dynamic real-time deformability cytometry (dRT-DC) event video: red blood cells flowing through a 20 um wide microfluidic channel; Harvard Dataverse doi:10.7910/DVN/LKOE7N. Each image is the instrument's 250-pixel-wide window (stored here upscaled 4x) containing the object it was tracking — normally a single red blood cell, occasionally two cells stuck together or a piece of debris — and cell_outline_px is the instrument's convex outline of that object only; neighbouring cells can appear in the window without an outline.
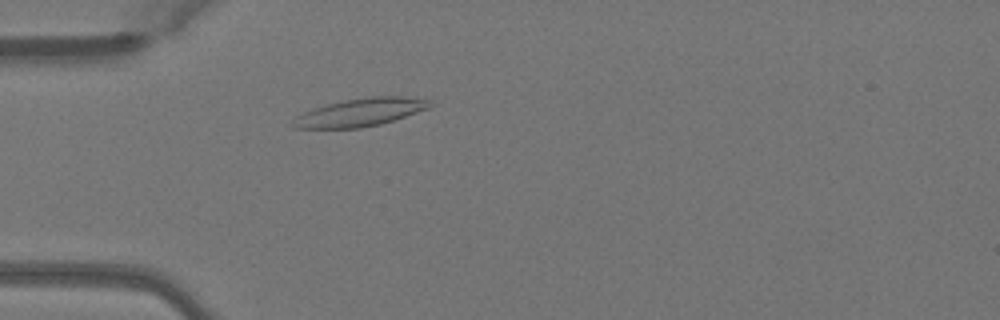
{"species": "Egyptian fruit bat (a non-hibernating species)", "species_latin": "Rousettus aegyptiacus", "temperature_condition": "warm", "stored_images_in_passage": 47, "camera_frame_rate_fps": 3000, "um_per_image_px": 0.085, "animal": {"sex": "female"}, "frame": {"image": 1, "passage_image": 12, "time_ms": 3.667, "image_size_px": [1000, 320], "cell_outline_px": [[436, 104], [428, 108], [380, 124], [360, 128], [292, 128], [292, 124], [296, 116], [312, 108], [344, 100], [372, 96], [400, 96], [428, 100]], "centroid_in_image_um": [30.6, 9.55], "position_along_channel_um": 54.4, "area_um2": 22.02}}
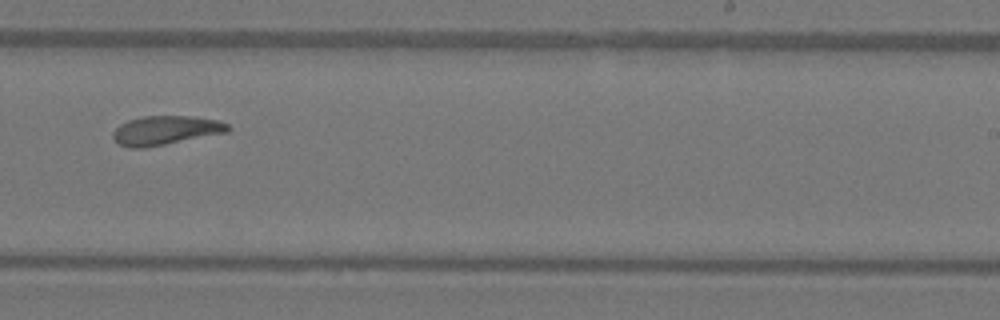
{"frame": {"image": 2, "passage_image": 29, "time_ms": 9.333, "image_size_px": [1000, 320], "cell_outline_px": [[232, 128], [228, 132], [144, 148], [128, 148], [120, 144], [112, 136], [112, 132], [120, 124], [128, 120], [144, 116], [192, 116], [216, 120], [228, 124]], "centroid_in_image_um": [14.07, 11.08], "position_along_channel_um": 274.9, "area_um2": 19.36}}
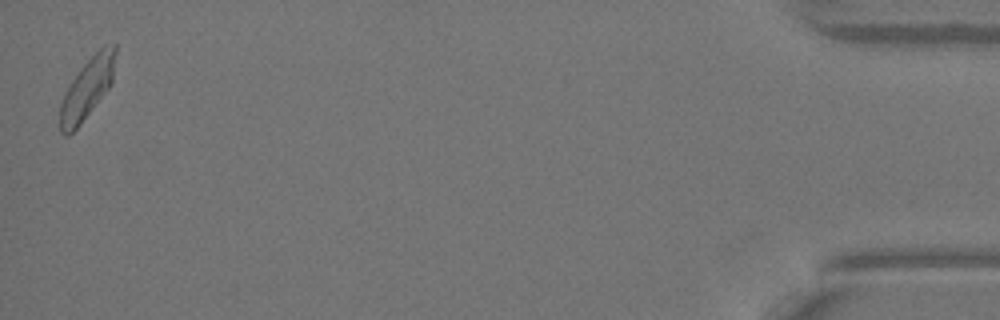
{"frame": {"image": 3, "passage_image": 47, "time_ms": 15.333, "image_size_px": [1000, 320], "cell_outline_px": [[116, 52], [112, 80], [108, 88], [80, 124], [68, 136], [64, 136], [60, 132], [60, 104], [64, 92], [68, 84], [80, 68], [104, 44], [116, 44]], "centroid_in_image_um": [7.38, 7.51], "position_along_channel_um": 427.8, "area_um2": 19.36}, "authors_computed_cell_mechanics": {"area_um2": 19.4786, "velocity_mm_per_s": 4.0453, "shape_relaxation_time_tau1_ms": 6.4221, "shape_relaxation_time_tau2_ms": 2.9735, "deformation_change_tau1": 0.1719, "deformation_change_tau2": 0.0988}}